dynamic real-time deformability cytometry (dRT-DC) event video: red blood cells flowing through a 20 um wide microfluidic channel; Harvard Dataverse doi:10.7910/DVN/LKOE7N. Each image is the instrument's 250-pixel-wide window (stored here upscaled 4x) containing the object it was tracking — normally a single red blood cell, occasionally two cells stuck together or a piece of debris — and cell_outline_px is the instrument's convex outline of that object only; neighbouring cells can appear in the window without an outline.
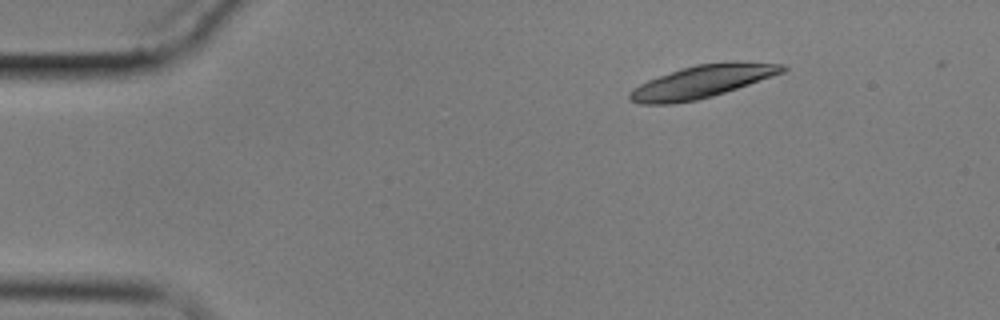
{"species": "common noctule bat (a hibernating species)", "species_latin": "Nyctalus noctula", "temperature_condition": "cold", "stored_images_in_passage": 9, "camera_frame_rate_fps": 3000, "um_per_image_px": 0.085, "animal": {"sex": "male", "body_mass_g": 17.9}, "frame": {"image": 1, "passage_image": 3, "time_ms": 2.333, "image_size_px": [1000, 320], "cell_outline_px": [[788, 68], [784, 72], [712, 96], [696, 100], [672, 104], [640, 104], [628, 100], [628, 92], [632, 88], [648, 80], [680, 68], [696, 64], [784, 64]], "centroid_in_image_um": [59.52, 6.99], "position_along_channel_um": 25.5, "area_um2": 27.98}}